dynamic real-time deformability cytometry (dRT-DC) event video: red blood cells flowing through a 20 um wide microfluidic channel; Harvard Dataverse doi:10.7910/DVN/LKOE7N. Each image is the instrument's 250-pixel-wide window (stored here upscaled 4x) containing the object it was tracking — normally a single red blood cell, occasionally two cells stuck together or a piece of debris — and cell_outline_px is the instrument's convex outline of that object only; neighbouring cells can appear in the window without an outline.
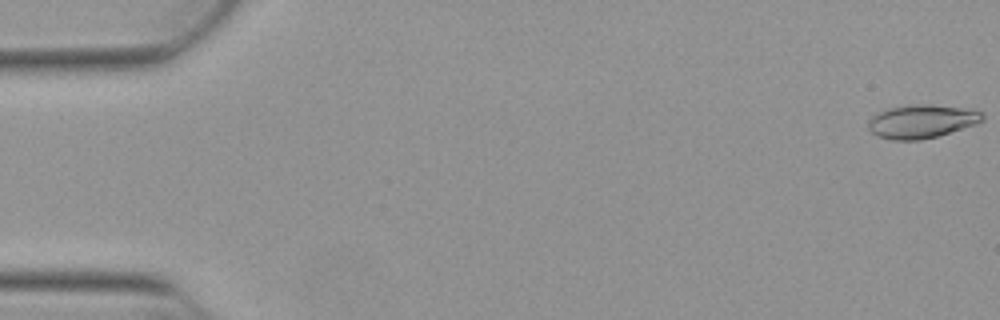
{"species": "Egyptian fruit bat (a non-hibernating species)", "species_latin": "Rousettus aegyptiacus", "temperature_condition": "warm", "stored_images_in_passage": 53, "camera_frame_rate_fps": 3000, "um_per_image_px": 0.085, "animal": {"sex": "female"}, "frame": {"image": 1, "passage_image": 1, "time_ms": 0.0, "image_size_px": [1000, 320], "cell_outline_px": [[984, 120], [976, 124], [936, 136], [920, 140], [892, 140], [876, 136], [868, 128], [868, 120], [876, 112], [888, 108], [908, 104], [932, 104], [960, 108], [980, 112], [984, 116]], "centroid_in_image_um": [78.27, 10.31], "position_along_channel_um": 6.7, "area_um2": 22.25}}
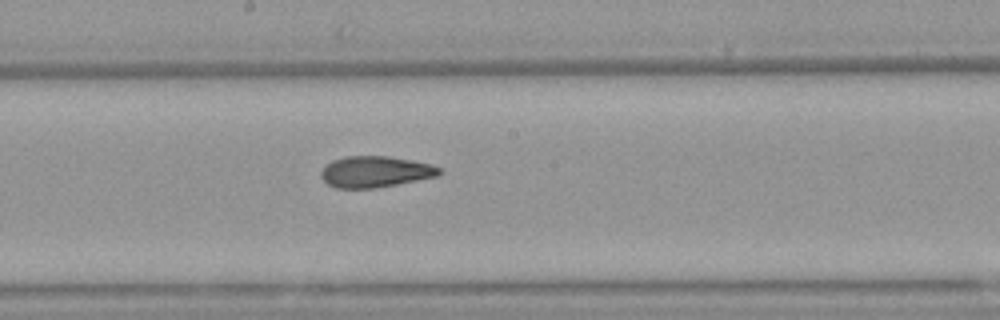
{"frame": {"image": 2, "passage_image": 29, "time_ms": 9.333, "image_size_px": [1000, 320], "cell_outline_px": [[444, 172], [436, 176], [376, 188], [336, 188], [328, 184], [320, 176], [320, 172], [332, 160], [344, 156], [388, 156], [412, 160], [432, 164], [440, 168]], "centroid_in_image_um": [31.9, 14.59], "position_along_channel_um": 216.3, "area_um2": 21.44}}
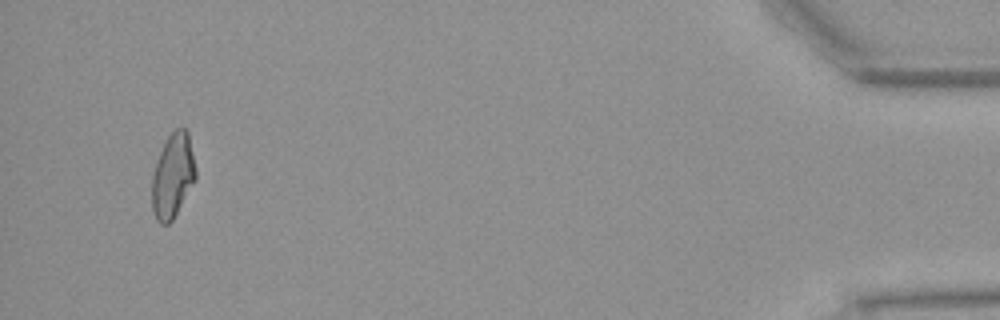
{"frame": {"image": 3, "passage_image": 51, "time_ms": 16.667, "image_size_px": [1000, 320], "cell_outline_px": [[196, 180], [172, 220], [168, 224], [160, 224], [156, 220], [152, 208], [152, 176], [160, 152], [168, 136], [176, 128], [184, 128], [188, 132], [196, 168]], "centroid_in_image_um": [14.69, 14.95], "position_along_channel_um": 420.5, "area_um2": 21.39}, "authors_computed_cell_mechanics": {"area_um2": 21.7328, "velocity_mm_per_s": 3.8707, "shape_relaxation_time_tau1_ms": null, "shape_relaxation_time_tau2_ms": 3.1076, "deformation_change_tau1": null, "deformation_change_tau2": 0.1133}}